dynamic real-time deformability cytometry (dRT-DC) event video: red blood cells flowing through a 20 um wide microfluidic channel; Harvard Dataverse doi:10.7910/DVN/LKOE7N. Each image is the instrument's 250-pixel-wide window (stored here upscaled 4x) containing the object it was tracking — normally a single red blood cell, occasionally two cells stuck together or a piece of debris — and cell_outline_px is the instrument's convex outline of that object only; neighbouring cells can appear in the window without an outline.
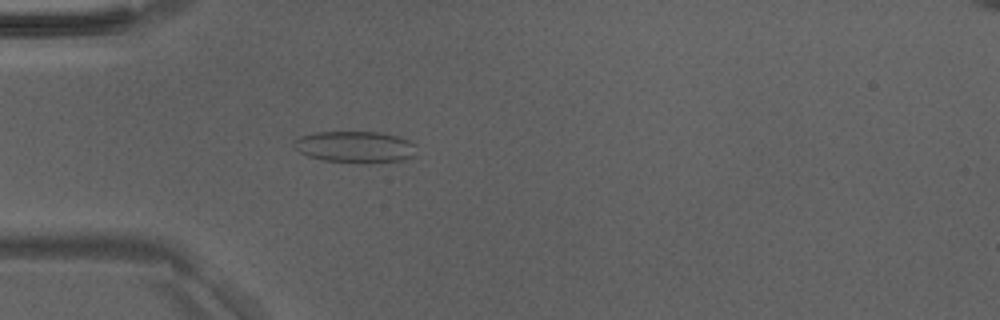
{"species": "Egyptian fruit bat (a non-hibernating species)", "species_latin": "Rousettus aegyptiacus", "temperature_condition": "room temperature", "stored_images_in_passage": 38, "camera_frame_rate_fps": 3000, "um_per_image_px": 0.085, "animal": {"sex": "male"}, "frame": {"image": 1, "passage_image": 4, "time_ms": 1.0, "image_size_px": [1000, 320], "cell_outline_px": [[416, 144], [412, 156], [404, 160], [372, 164], [360, 164], [324, 160], [308, 156], [300, 152], [292, 144], [300, 136], [312, 132], [380, 132], [400, 136]], "centroid_in_image_um": [30.21, 12.5], "position_along_channel_um": 54.8, "area_um2": 22.89}}
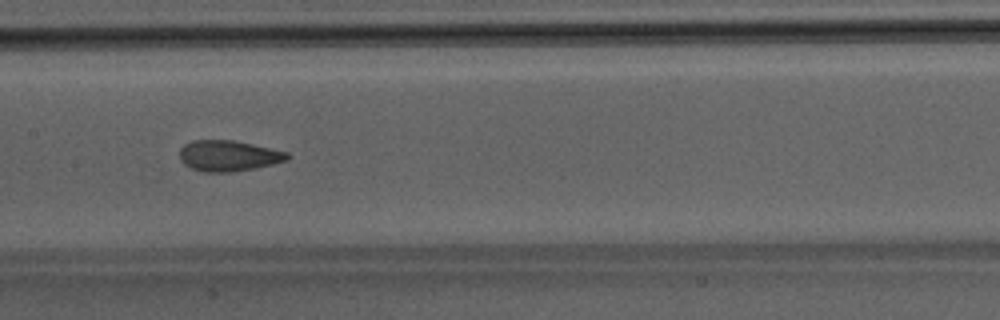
{"frame": {"image": 2, "passage_image": 14, "time_ms": 4.333, "image_size_px": [1000, 320], "cell_outline_px": [[292, 156], [288, 160], [256, 168], [228, 172], [204, 172], [192, 168], [184, 164], [180, 160], [180, 148], [184, 144], [192, 140], [232, 140], [252, 144], [288, 152]], "centroid_in_image_um": [19.42, 13.24], "position_along_channel_um": 188.0, "area_um2": 19.36}}
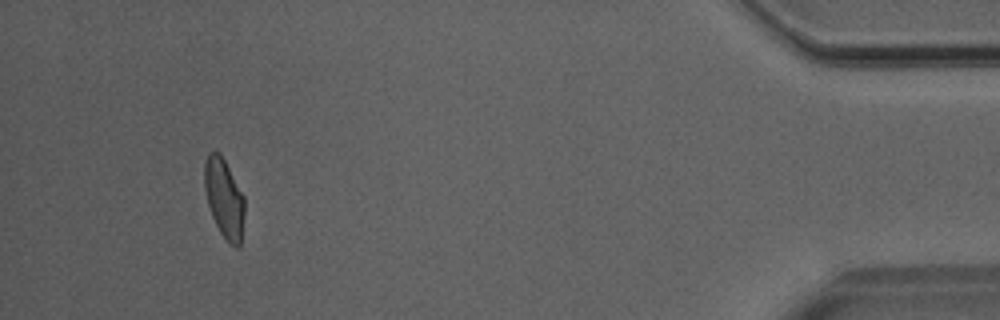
{"frame": {"image": 3, "passage_image": 35, "time_ms": 11.333, "image_size_px": [1000, 320], "cell_outline_px": [[244, 216], [240, 248], [236, 248], [228, 244], [220, 232], [212, 216], [208, 204], [204, 188], [204, 164], [208, 152], [212, 148], [216, 148], [220, 152], [244, 196]], "centroid_in_image_um": [19.04, 16.83], "position_along_channel_um": 416.2, "area_um2": 18.84}}